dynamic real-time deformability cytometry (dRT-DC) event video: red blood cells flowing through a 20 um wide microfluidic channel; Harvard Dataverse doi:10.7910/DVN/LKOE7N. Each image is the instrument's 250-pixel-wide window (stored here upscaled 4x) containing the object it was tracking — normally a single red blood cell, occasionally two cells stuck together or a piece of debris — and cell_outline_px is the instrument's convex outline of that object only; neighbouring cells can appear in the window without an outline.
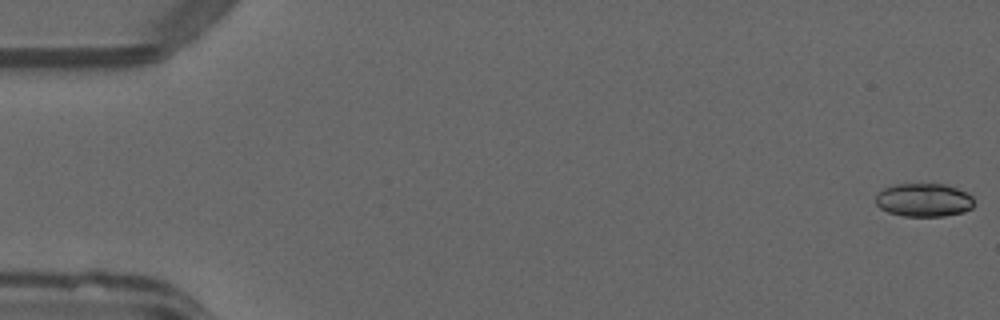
{"species": "common noctule bat (a hibernating species)", "species_latin": "Nyctalus noctula", "temperature_condition": "warm", "stored_images_in_passage": 52, "camera_frame_rate_fps": 3000, "um_per_image_px": 0.085, "animal": {"sex": "male", "forearm_length_mm": 52.5}, "frame": {"image": 1, "passage_image": 1, "time_ms": 0.0, "image_size_px": [1000, 320], "cell_outline_px": [[972, 208], [964, 212], [944, 216], [904, 216], [888, 212], [880, 208], [876, 204], [876, 196], [884, 188], [896, 184], [944, 184], [968, 192], [972, 196]], "centroid_in_image_um": [78.53, 17.0], "position_along_channel_um": 6.5, "area_um2": 19.07}}
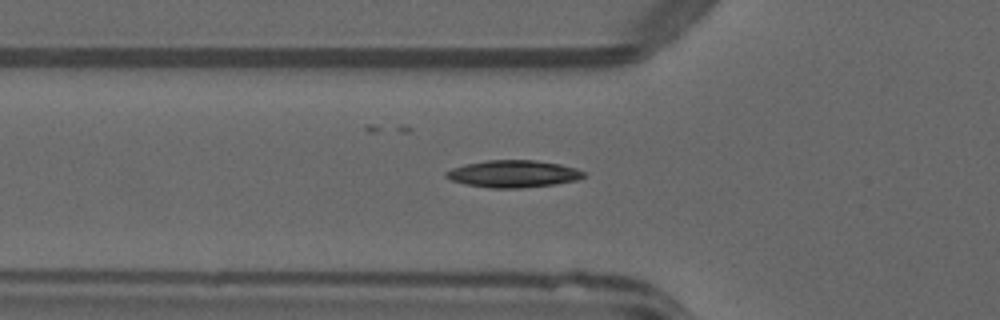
{"frame": {"image": 2, "passage_image": 18, "time_ms": 5.667, "image_size_px": [1000, 320], "cell_outline_px": [[588, 176], [576, 180], [556, 184], [520, 188], [488, 188], [464, 184], [452, 180], [444, 176], [444, 172], [452, 168], [464, 164], [488, 160], [536, 160], [560, 164], [576, 168], [584, 172]], "centroid_in_image_um": [43.63, 14.78], "position_along_channel_um": 82.2, "area_um2": 21.96}}
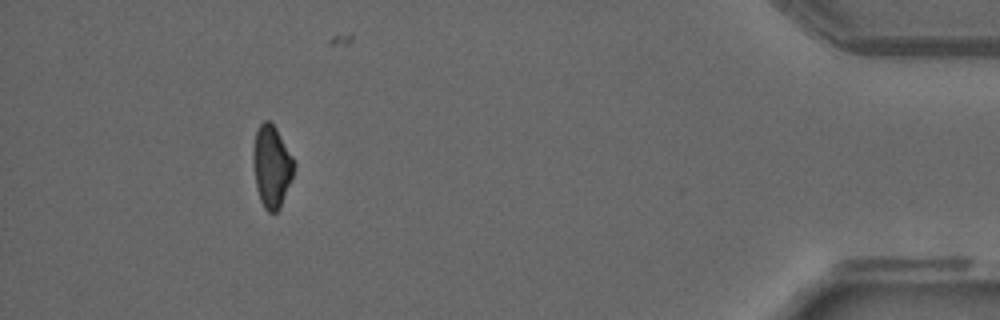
{"frame": {"image": 3, "passage_image": 47, "time_ms": 15.333, "image_size_px": [1000, 320], "cell_outline_px": [[296, 164], [292, 176], [280, 208], [276, 212], [268, 212], [264, 208], [260, 200], [256, 188], [252, 164], [252, 152], [256, 132], [260, 124], [264, 120], [268, 120], [276, 128], [292, 156]], "centroid_in_image_um": [23.07, 14.14], "position_along_channel_um": 412.1, "area_um2": 19.54}, "authors_computed_cell_mechanics": {"area_um2": 19.9988, "velocity_mm_per_s": 4.0535, "shape_relaxation_time_tau1_ms": 9.0209, "shape_relaxation_time_tau2_ms": 3.7972, "deformation_change_tau1": 0.2479, "deformation_change_tau2": 0.1077}}